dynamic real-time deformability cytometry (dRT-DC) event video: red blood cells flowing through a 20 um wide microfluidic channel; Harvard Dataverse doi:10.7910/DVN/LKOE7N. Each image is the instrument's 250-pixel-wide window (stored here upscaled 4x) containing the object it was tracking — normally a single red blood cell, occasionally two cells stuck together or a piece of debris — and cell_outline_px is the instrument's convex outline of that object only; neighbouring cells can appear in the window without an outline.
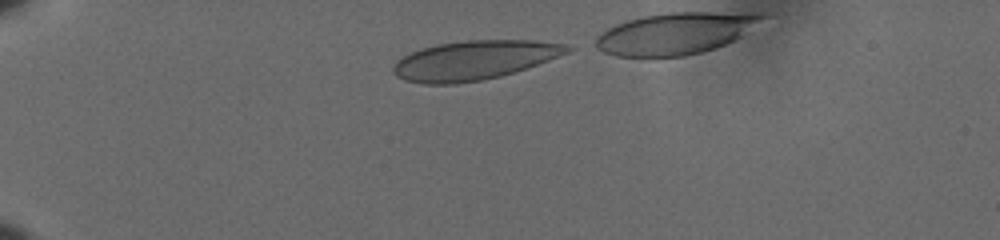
{"species": "human", "species_latin": "Homo sapiens", "temperature_condition": "cold", "stored_images_in_passage": 37, "camera_frame_rate_fps": 3000, "um_per_image_px": 0.085, "donor": {"sex": "male"}, "frame": {"image": 1, "passage_image": 1, "time_ms": 0.0, "image_size_px": [1000, 240], "cell_outline_px": [[576, 48], [568, 52], [548, 60], [500, 76], [480, 80], [452, 84], [424, 84], [404, 80], [396, 76], [392, 72], [392, 68], [396, 60], [412, 52], [436, 44], [468, 40], [532, 40], [564, 44]], "centroid_in_image_um": [40.27, 5.11], "position_along_channel_um": 44.7, "area_um2": 39.36}}
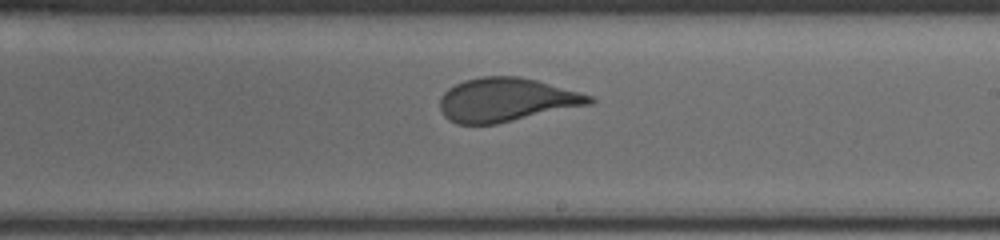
{"frame": {"image": 2, "passage_image": 22, "time_ms": 7.0, "image_size_px": [1000, 240], "cell_outline_px": [[596, 100], [592, 104], [496, 124], [456, 124], [448, 120], [444, 116], [440, 108], [440, 96], [448, 88], [464, 80], [480, 76], [520, 76], [536, 80], [580, 92], [592, 96]], "centroid_in_image_um": [43.02, 8.48], "position_along_channel_um": 246.0, "area_um2": 38.21}}
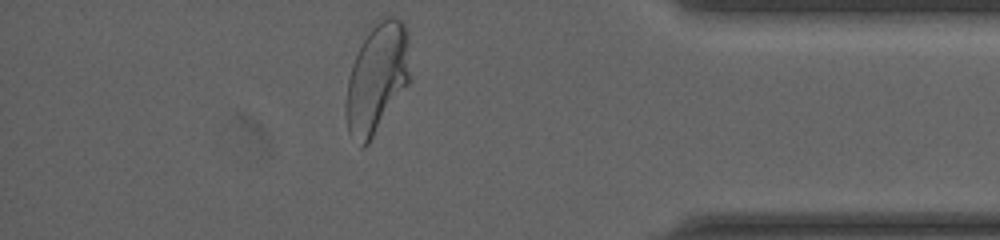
{"frame": {"image": 3, "passage_image": 37, "time_ms": 12.0, "image_size_px": [1000, 240], "cell_outline_px": [[408, 84], [368, 144], [364, 148], [360, 148], [348, 132], [344, 104], [348, 80], [352, 64], [364, 40], [380, 16], [396, 16], [404, 24], [408, 32]], "centroid_in_image_um": [32.02, 6.67], "position_along_channel_um": 403.2, "area_um2": 40.69}, "authors_computed_cell_mechanics": {"area_um2": 38.8994, "velocity_mm_per_s": 3.5869, "shape_relaxation_time_tau1_ms": 8.8403, "shape_relaxation_time_tau2_ms": null, "deformation_change_tau1": 0.2284, "deformation_change_tau2": null}}